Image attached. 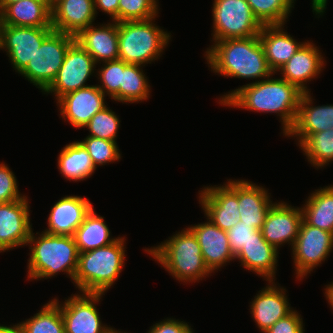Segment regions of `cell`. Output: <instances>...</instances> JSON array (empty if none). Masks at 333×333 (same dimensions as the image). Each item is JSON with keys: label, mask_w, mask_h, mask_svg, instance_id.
Segmentation results:
<instances>
[{"label": "cell", "mask_w": 333, "mask_h": 333, "mask_svg": "<svg viewBox=\"0 0 333 333\" xmlns=\"http://www.w3.org/2000/svg\"><path fill=\"white\" fill-rule=\"evenodd\" d=\"M120 122L119 116L106 106L103 110L97 112L84 128L89 129L90 134L88 136L117 142Z\"/></svg>", "instance_id": "e575fe53"}, {"label": "cell", "mask_w": 333, "mask_h": 333, "mask_svg": "<svg viewBox=\"0 0 333 333\" xmlns=\"http://www.w3.org/2000/svg\"><path fill=\"white\" fill-rule=\"evenodd\" d=\"M159 0H119L118 22L147 20L159 16Z\"/></svg>", "instance_id": "8d00e7d4"}, {"label": "cell", "mask_w": 333, "mask_h": 333, "mask_svg": "<svg viewBox=\"0 0 333 333\" xmlns=\"http://www.w3.org/2000/svg\"><path fill=\"white\" fill-rule=\"evenodd\" d=\"M258 229L253 225H247L243 221H239L236 225L227 231V238L232 253L235 257L245 248L247 243L254 237V232Z\"/></svg>", "instance_id": "ab89813d"}, {"label": "cell", "mask_w": 333, "mask_h": 333, "mask_svg": "<svg viewBox=\"0 0 333 333\" xmlns=\"http://www.w3.org/2000/svg\"><path fill=\"white\" fill-rule=\"evenodd\" d=\"M264 333H305L303 318L297 310H293Z\"/></svg>", "instance_id": "60d3db41"}, {"label": "cell", "mask_w": 333, "mask_h": 333, "mask_svg": "<svg viewBox=\"0 0 333 333\" xmlns=\"http://www.w3.org/2000/svg\"><path fill=\"white\" fill-rule=\"evenodd\" d=\"M96 16L97 10L104 12L110 16L111 21L118 22V5L119 0H93Z\"/></svg>", "instance_id": "7bdbcfd3"}, {"label": "cell", "mask_w": 333, "mask_h": 333, "mask_svg": "<svg viewBox=\"0 0 333 333\" xmlns=\"http://www.w3.org/2000/svg\"><path fill=\"white\" fill-rule=\"evenodd\" d=\"M204 57L208 68L220 76L258 82L274 74L258 36L213 42Z\"/></svg>", "instance_id": "7a4b0ae2"}, {"label": "cell", "mask_w": 333, "mask_h": 333, "mask_svg": "<svg viewBox=\"0 0 333 333\" xmlns=\"http://www.w3.org/2000/svg\"><path fill=\"white\" fill-rule=\"evenodd\" d=\"M53 30L52 27L0 25V50L6 52L13 69L20 73Z\"/></svg>", "instance_id": "4fadbf2b"}, {"label": "cell", "mask_w": 333, "mask_h": 333, "mask_svg": "<svg viewBox=\"0 0 333 333\" xmlns=\"http://www.w3.org/2000/svg\"><path fill=\"white\" fill-rule=\"evenodd\" d=\"M27 245L30 249L27 262L29 280L48 279L64 272L73 283L79 258L73 236L53 235L43 231L35 235L32 230Z\"/></svg>", "instance_id": "3957f363"}, {"label": "cell", "mask_w": 333, "mask_h": 333, "mask_svg": "<svg viewBox=\"0 0 333 333\" xmlns=\"http://www.w3.org/2000/svg\"><path fill=\"white\" fill-rule=\"evenodd\" d=\"M212 42L258 36L263 25L246 0H214Z\"/></svg>", "instance_id": "ba28073f"}, {"label": "cell", "mask_w": 333, "mask_h": 333, "mask_svg": "<svg viewBox=\"0 0 333 333\" xmlns=\"http://www.w3.org/2000/svg\"><path fill=\"white\" fill-rule=\"evenodd\" d=\"M324 291V296L326 297L331 310H333V281L330 282V284L325 285Z\"/></svg>", "instance_id": "bcb514c9"}, {"label": "cell", "mask_w": 333, "mask_h": 333, "mask_svg": "<svg viewBox=\"0 0 333 333\" xmlns=\"http://www.w3.org/2000/svg\"><path fill=\"white\" fill-rule=\"evenodd\" d=\"M301 209L307 224L333 234V185L315 189Z\"/></svg>", "instance_id": "f1b7e54d"}, {"label": "cell", "mask_w": 333, "mask_h": 333, "mask_svg": "<svg viewBox=\"0 0 333 333\" xmlns=\"http://www.w3.org/2000/svg\"><path fill=\"white\" fill-rule=\"evenodd\" d=\"M59 299L53 298L44 304L34 316L21 321L25 333H65Z\"/></svg>", "instance_id": "1f68e13d"}, {"label": "cell", "mask_w": 333, "mask_h": 333, "mask_svg": "<svg viewBox=\"0 0 333 333\" xmlns=\"http://www.w3.org/2000/svg\"><path fill=\"white\" fill-rule=\"evenodd\" d=\"M79 142L89 153L96 168L117 162L122 158L117 142L92 136H86L84 140H79Z\"/></svg>", "instance_id": "d590c367"}, {"label": "cell", "mask_w": 333, "mask_h": 333, "mask_svg": "<svg viewBox=\"0 0 333 333\" xmlns=\"http://www.w3.org/2000/svg\"><path fill=\"white\" fill-rule=\"evenodd\" d=\"M20 0H0V12L8 5Z\"/></svg>", "instance_id": "7dc6e473"}, {"label": "cell", "mask_w": 333, "mask_h": 333, "mask_svg": "<svg viewBox=\"0 0 333 333\" xmlns=\"http://www.w3.org/2000/svg\"><path fill=\"white\" fill-rule=\"evenodd\" d=\"M101 64V68L98 69L99 71L96 70V75L94 74V76L100 82V85L97 84V86L111 99L119 91L120 84H122V70L128 63L116 59L102 62L99 65Z\"/></svg>", "instance_id": "74e56055"}, {"label": "cell", "mask_w": 333, "mask_h": 333, "mask_svg": "<svg viewBox=\"0 0 333 333\" xmlns=\"http://www.w3.org/2000/svg\"><path fill=\"white\" fill-rule=\"evenodd\" d=\"M157 17L118 22V59L142 66L160 59L172 36L156 25Z\"/></svg>", "instance_id": "8992f818"}, {"label": "cell", "mask_w": 333, "mask_h": 333, "mask_svg": "<svg viewBox=\"0 0 333 333\" xmlns=\"http://www.w3.org/2000/svg\"><path fill=\"white\" fill-rule=\"evenodd\" d=\"M57 165L61 176L73 182L92 177L97 169L89 153L78 140L66 144L61 149Z\"/></svg>", "instance_id": "83f0119b"}, {"label": "cell", "mask_w": 333, "mask_h": 333, "mask_svg": "<svg viewBox=\"0 0 333 333\" xmlns=\"http://www.w3.org/2000/svg\"><path fill=\"white\" fill-rule=\"evenodd\" d=\"M313 41L306 42L278 70L281 77L296 85L302 92H311L307 83L317 78L325 68V57Z\"/></svg>", "instance_id": "ac0fdd59"}, {"label": "cell", "mask_w": 333, "mask_h": 333, "mask_svg": "<svg viewBox=\"0 0 333 333\" xmlns=\"http://www.w3.org/2000/svg\"><path fill=\"white\" fill-rule=\"evenodd\" d=\"M28 197L0 203V253L26 246L32 231Z\"/></svg>", "instance_id": "5bb4252c"}, {"label": "cell", "mask_w": 333, "mask_h": 333, "mask_svg": "<svg viewBox=\"0 0 333 333\" xmlns=\"http://www.w3.org/2000/svg\"><path fill=\"white\" fill-rule=\"evenodd\" d=\"M285 26L263 25L258 35L268 65L275 74L306 42H297L294 36L285 31Z\"/></svg>", "instance_id": "484cf974"}, {"label": "cell", "mask_w": 333, "mask_h": 333, "mask_svg": "<svg viewBox=\"0 0 333 333\" xmlns=\"http://www.w3.org/2000/svg\"><path fill=\"white\" fill-rule=\"evenodd\" d=\"M114 333H128V332H125V331L123 332V331H121V330L119 331V329H118V330H116Z\"/></svg>", "instance_id": "681fc988"}, {"label": "cell", "mask_w": 333, "mask_h": 333, "mask_svg": "<svg viewBox=\"0 0 333 333\" xmlns=\"http://www.w3.org/2000/svg\"><path fill=\"white\" fill-rule=\"evenodd\" d=\"M144 252L181 283H199L212 274L204 263L198 240L188 227Z\"/></svg>", "instance_id": "277c9868"}, {"label": "cell", "mask_w": 333, "mask_h": 333, "mask_svg": "<svg viewBox=\"0 0 333 333\" xmlns=\"http://www.w3.org/2000/svg\"><path fill=\"white\" fill-rule=\"evenodd\" d=\"M302 220L301 207H294L284 201L274 202L261 228L263 238L277 250L285 244L292 248Z\"/></svg>", "instance_id": "9a60e30c"}, {"label": "cell", "mask_w": 333, "mask_h": 333, "mask_svg": "<svg viewBox=\"0 0 333 333\" xmlns=\"http://www.w3.org/2000/svg\"><path fill=\"white\" fill-rule=\"evenodd\" d=\"M328 0H311V7L313 14L315 13V16L317 18L322 17L325 13L326 7H327Z\"/></svg>", "instance_id": "ee69618b"}, {"label": "cell", "mask_w": 333, "mask_h": 333, "mask_svg": "<svg viewBox=\"0 0 333 333\" xmlns=\"http://www.w3.org/2000/svg\"><path fill=\"white\" fill-rule=\"evenodd\" d=\"M89 199L67 195L59 199L51 208L47 228L43 232L53 235L74 236L77 228L93 209Z\"/></svg>", "instance_id": "ffe728a7"}, {"label": "cell", "mask_w": 333, "mask_h": 333, "mask_svg": "<svg viewBox=\"0 0 333 333\" xmlns=\"http://www.w3.org/2000/svg\"><path fill=\"white\" fill-rule=\"evenodd\" d=\"M267 283V286L258 291L249 305L251 317L262 333L294 310L290 306L285 287L277 285L275 281H267Z\"/></svg>", "instance_id": "e0dca14e"}, {"label": "cell", "mask_w": 333, "mask_h": 333, "mask_svg": "<svg viewBox=\"0 0 333 333\" xmlns=\"http://www.w3.org/2000/svg\"><path fill=\"white\" fill-rule=\"evenodd\" d=\"M17 178L9 166L0 162V203L22 199L25 195L18 190Z\"/></svg>", "instance_id": "f35d334b"}, {"label": "cell", "mask_w": 333, "mask_h": 333, "mask_svg": "<svg viewBox=\"0 0 333 333\" xmlns=\"http://www.w3.org/2000/svg\"><path fill=\"white\" fill-rule=\"evenodd\" d=\"M106 95L95 85L75 90L57 101V106L64 122H69L74 128H84L90 119L103 110L107 103Z\"/></svg>", "instance_id": "2e32d148"}, {"label": "cell", "mask_w": 333, "mask_h": 333, "mask_svg": "<svg viewBox=\"0 0 333 333\" xmlns=\"http://www.w3.org/2000/svg\"><path fill=\"white\" fill-rule=\"evenodd\" d=\"M125 238L119 235L108 246L79 253L73 283L80 293L104 294L115 284L125 265Z\"/></svg>", "instance_id": "5b68a950"}, {"label": "cell", "mask_w": 333, "mask_h": 333, "mask_svg": "<svg viewBox=\"0 0 333 333\" xmlns=\"http://www.w3.org/2000/svg\"><path fill=\"white\" fill-rule=\"evenodd\" d=\"M148 333H194V330L186 321L167 317L154 323L149 328Z\"/></svg>", "instance_id": "b9f144b4"}, {"label": "cell", "mask_w": 333, "mask_h": 333, "mask_svg": "<svg viewBox=\"0 0 333 333\" xmlns=\"http://www.w3.org/2000/svg\"><path fill=\"white\" fill-rule=\"evenodd\" d=\"M103 295L79 292L61 301L59 305L65 333H114L116 329L102 323L97 310L96 304Z\"/></svg>", "instance_id": "30bf717a"}, {"label": "cell", "mask_w": 333, "mask_h": 333, "mask_svg": "<svg viewBox=\"0 0 333 333\" xmlns=\"http://www.w3.org/2000/svg\"><path fill=\"white\" fill-rule=\"evenodd\" d=\"M290 250L296 279L302 281L330 256L333 250V234L310 226L302 220L297 239Z\"/></svg>", "instance_id": "9c48e42d"}, {"label": "cell", "mask_w": 333, "mask_h": 333, "mask_svg": "<svg viewBox=\"0 0 333 333\" xmlns=\"http://www.w3.org/2000/svg\"><path fill=\"white\" fill-rule=\"evenodd\" d=\"M262 25H285L294 9V0H246ZM293 7V9H292Z\"/></svg>", "instance_id": "836d02e7"}, {"label": "cell", "mask_w": 333, "mask_h": 333, "mask_svg": "<svg viewBox=\"0 0 333 333\" xmlns=\"http://www.w3.org/2000/svg\"><path fill=\"white\" fill-rule=\"evenodd\" d=\"M0 25L19 27H52L49 0H20L0 12Z\"/></svg>", "instance_id": "4316f807"}, {"label": "cell", "mask_w": 333, "mask_h": 333, "mask_svg": "<svg viewBox=\"0 0 333 333\" xmlns=\"http://www.w3.org/2000/svg\"><path fill=\"white\" fill-rule=\"evenodd\" d=\"M0 333H25L22 325L19 323L12 325H1Z\"/></svg>", "instance_id": "f6af8a7d"}, {"label": "cell", "mask_w": 333, "mask_h": 333, "mask_svg": "<svg viewBox=\"0 0 333 333\" xmlns=\"http://www.w3.org/2000/svg\"><path fill=\"white\" fill-rule=\"evenodd\" d=\"M58 0H49V3L51 5V7L57 2Z\"/></svg>", "instance_id": "c3c4849f"}, {"label": "cell", "mask_w": 333, "mask_h": 333, "mask_svg": "<svg viewBox=\"0 0 333 333\" xmlns=\"http://www.w3.org/2000/svg\"><path fill=\"white\" fill-rule=\"evenodd\" d=\"M279 250L269 244L262 235L261 230L254 232V237L245 248L235 257L240 266L266 281H276Z\"/></svg>", "instance_id": "603a6c76"}, {"label": "cell", "mask_w": 333, "mask_h": 333, "mask_svg": "<svg viewBox=\"0 0 333 333\" xmlns=\"http://www.w3.org/2000/svg\"><path fill=\"white\" fill-rule=\"evenodd\" d=\"M198 195L205 217L223 231H228L239 222L236 179H228L223 185L204 186Z\"/></svg>", "instance_id": "7c38bea8"}, {"label": "cell", "mask_w": 333, "mask_h": 333, "mask_svg": "<svg viewBox=\"0 0 333 333\" xmlns=\"http://www.w3.org/2000/svg\"><path fill=\"white\" fill-rule=\"evenodd\" d=\"M142 65L127 64L122 70V84L119 91L111 98L121 103H139L147 101L151 95V86L143 72Z\"/></svg>", "instance_id": "4dcf8cb0"}, {"label": "cell", "mask_w": 333, "mask_h": 333, "mask_svg": "<svg viewBox=\"0 0 333 333\" xmlns=\"http://www.w3.org/2000/svg\"><path fill=\"white\" fill-rule=\"evenodd\" d=\"M299 148L316 170L329 165L333 161V128L308 136Z\"/></svg>", "instance_id": "d6a6232c"}, {"label": "cell", "mask_w": 333, "mask_h": 333, "mask_svg": "<svg viewBox=\"0 0 333 333\" xmlns=\"http://www.w3.org/2000/svg\"><path fill=\"white\" fill-rule=\"evenodd\" d=\"M90 25L76 36L78 42L92 57L95 63L116 60L119 57L118 22L110 21Z\"/></svg>", "instance_id": "7402d4cb"}, {"label": "cell", "mask_w": 333, "mask_h": 333, "mask_svg": "<svg viewBox=\"0 0 333 333\" xmlns=\"http://www.w3.org/2000/svg\"><path fill=\"white\" fill-rule=\"evenodd\" d=\"M75 36L53 30L19 73L43 93L55 80Z\"/></svg>", "instance_id": "52a82bcc"}, {"label": "cell", "mask_w": 333, "mask_h": 333, "mask_svg": "<svg viewBox=\"0 0 333 333\" xmlns=\"http://www.w3.org/2000/svg\"><path fill=\"white\" fill-rule=\"evenodd\" d=\"M204 223L190 225L201 247L202 257L206 267L211 273L218 272L219 268L235 260L227 238V231L217 227L210 219Z\"/></svg>", "instance_id": "d6986e66"}, {"label": "cell", "mask_w": 333, "mask_h": 333, "mask_svg": "<svg viewBox=\"0 0 333 333\" xmlns=\"http://www.w3.org/2000/svg\"><path fill=\"white\" fill-rule=\"evenodd\" d=\"M310 92H303L297 116L285 137H295L298 146L310 135L333 128V104L313 105Z\"/></svg>", "instance_id": "44dd1931"}, {"label": "cell", "mask_w": 333, "mask_h": 333, "mask_svg": "<svg viewBox=\"0 0 333 333\" xmlns=\"http://www.w3.org/2000/svg\"><path fill=\"white\" fill-rule=\"evenodd\" d=\"M51 12L52 28L73 36L94 24L97 17L93 0H58Z\"/></svg>", "instance_id": "cb8c5ba5"}, {"label": "cell", "mask_w": 333, "mask_h": 333, "mask_svg": "<svg viewBox=\"0 0 333 333\" xmlns=\"http://www.w3.org/2000/svg\"><path fill=\"white\" fill-rule=\"evenodd\" d=\"M73 237L79 253L108 246L118 239V237L111 236V231L106 225L104 217L98 215L94 208L77 228Z\"/></svg>", "instance_id": "f546056e"}, {"label": "cell", "mask_w": 333, "mask_h": 333, "mask_svg": "<svg viewBox=\"0 0 333 333\" xmlns=\"http://www.w3.org/2000/svg\"><path fill=\"white\" fill-rule=\"evenodd\" d=\"M270 194L261 185L244 179L237 180L239 221L261 230L266 214L274 203Z\"/></svg>", "instance_id": "d4e9b609"}, {"label": "cell", "mask_w": 333, "mask_h": 333, "mask_svg": "<svg viewBox=\"0 0 333 333\" xmlns=\"http://www.w3.org/2000/svg\"><path fill=\"white\" fill-rule=\"evenodd\" d=\"M275 73L264 80L246 83L220 96L219 104L247 111L276 113L280 118L283 136L294 125L303 92Z\"/></svg>", "instance_id": "6da1fadb"}, {"label": "cell", "mask_w": 333, "mask_h": 333, "mask_svg": "<svg viewBox=\"0 0 333 333\" xmlns=\"http://www.w3.org/2000/svg\"><path fill=\"white\" fill-rule=\"evenodd\" d=\"M96 65L93 57L74 41L66 52L55 80L43 93H51L57 102L64 95L89 86L86 82L96 72Z\"/></svg>", "instance_id": "8fae6325"}]
</instances>
